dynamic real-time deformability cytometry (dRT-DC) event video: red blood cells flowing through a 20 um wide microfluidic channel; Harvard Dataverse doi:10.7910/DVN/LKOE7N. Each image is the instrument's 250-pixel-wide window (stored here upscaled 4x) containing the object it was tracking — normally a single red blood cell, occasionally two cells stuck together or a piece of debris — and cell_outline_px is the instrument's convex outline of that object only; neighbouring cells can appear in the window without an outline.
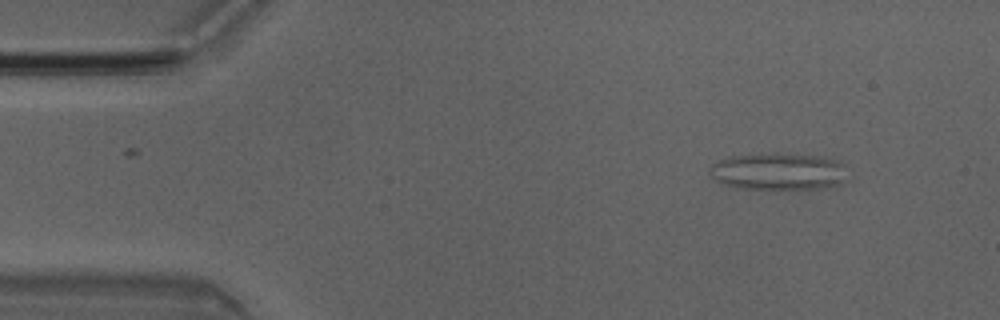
{"species": "Egyptian fruit bat (a non-hibernating species)", "species_latin": "Rousettus aegyptiacus", "temperature_condition": "room temperature", "stored_images_in_passage": 4, "camera_frame_rate_fps": 3000, "um_per_image_px": 0.085, "animal": {"sex": "male"}, "frame": {"image": 1, "passage_image": 2, "time_ms": 0.333, "image_size_px": [1000, 320], "cell_outline_px": [[844, 164], [840, 184], [816, 188], [736, 188], [720, 184], [712, 180], [708, 172], [708, 168], [712, 164], [728, 156], [824, 156], [836, 160]], "centroid_in_image_um": [66.03, 14.61], "position_along_channel_um": 19.0, "area_um2": 28.5}}